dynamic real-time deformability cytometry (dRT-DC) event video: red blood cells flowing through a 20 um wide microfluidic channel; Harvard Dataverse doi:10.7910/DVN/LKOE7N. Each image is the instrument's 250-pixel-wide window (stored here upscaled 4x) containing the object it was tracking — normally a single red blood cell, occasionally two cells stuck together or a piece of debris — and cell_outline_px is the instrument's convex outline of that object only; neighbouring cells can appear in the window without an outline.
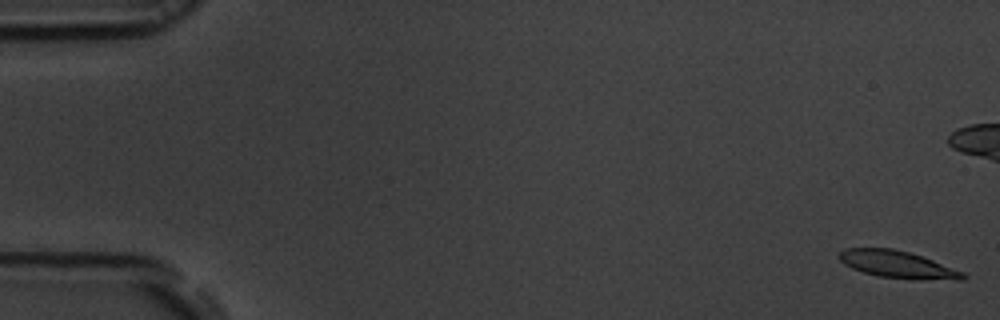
{"species": "common noctule bat (a hibernating species)", "species_latin": "Nyctalus noctula", "temperature_condition": "room temperature", "stored_images_in_passage": 55, "camera_frame_rate_fps": 3000, "um_per_image_px": 0.085, "animal": {"sex": "male", "body_mass_g": 19.5, "forearm_length_mm": 54.6}, "frame": {"image": 1, "passage_image": 1, "time_ms": 0.0, "image_size_px": [1000, 320], "cell_outline_px": [[968, 276], [964, 280], [912, 280], [876, 276], [852, 268], [844, 264], [840, 260], [840, 252], [844, 248], [892, 248], [908, 252], [932, 260], [964, 272]], "centroid_in_image_um": [76.33, 22.5], "position_along_channel_um": 8.7, "area_um2": 19.71}}
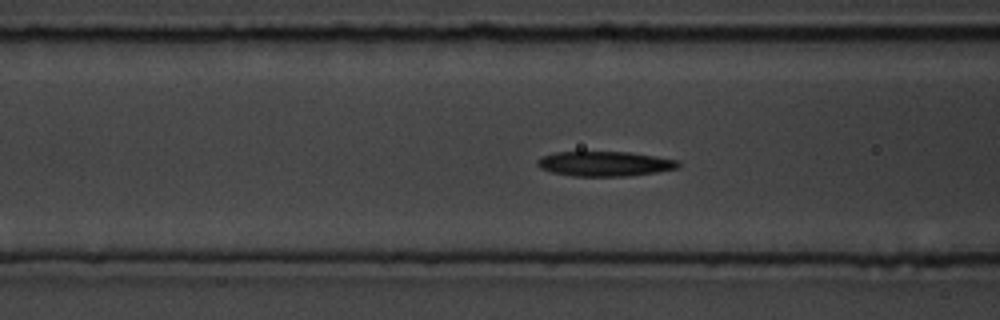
{"frame": {"image": 2, "passage_image": 21, "time_ms": 6.667, "image_size_px": [1000, 320], "cell_outline_px": [[680, 164], [676, 168], [656, 172], [628, 176], [572, 176], [552, 172], [540, 168], [536, 164], [536, 160], [544, 156], [556, 152], [628, 152], [676, 160]], "centroid_in_image_um": [51.35, 13.92], "position_along_channel_um": 115.3, "area_um2": 20.11}}
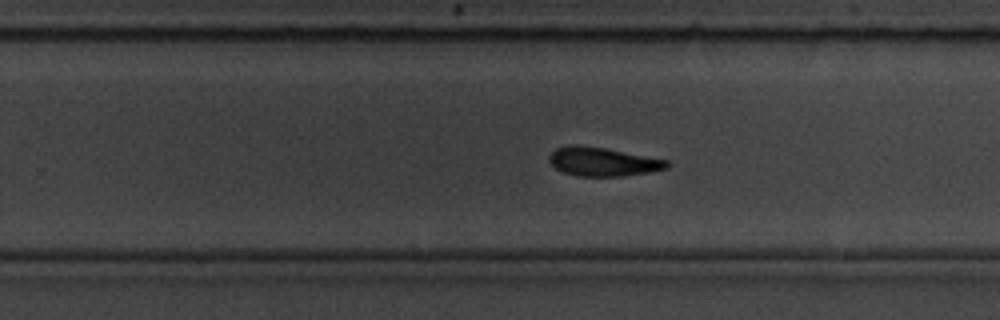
{"frame": {"image": 3, "passage_image": 34, "time_ms": 11.0, "image_size_px": [1000, 320], "cell_outline_px": [[668, 168], [648, 172], [620, 176], [576, 176], [564, 172], [556, 168], [548, 160], [548, 156], [556, 148], [568, 144], [576, 144], [604, 148], [668, 160]], "centroid_in_image_um": [51.19, 13.73], "position_along_channel_um": 278.6, "area_um2": 19.59}, "authors_computed_cell_mechanics": {"area_um2": 19.7676, "velocity_mm_per_s": 3.7787, "shape_relaxation_time_tau1_ms": 5.6887, "shape_relaxation_time_tau2_ms": 2.7649, "deformation_change_tau1": 0.1611, "deformation_change_tau2": 0.1017}}